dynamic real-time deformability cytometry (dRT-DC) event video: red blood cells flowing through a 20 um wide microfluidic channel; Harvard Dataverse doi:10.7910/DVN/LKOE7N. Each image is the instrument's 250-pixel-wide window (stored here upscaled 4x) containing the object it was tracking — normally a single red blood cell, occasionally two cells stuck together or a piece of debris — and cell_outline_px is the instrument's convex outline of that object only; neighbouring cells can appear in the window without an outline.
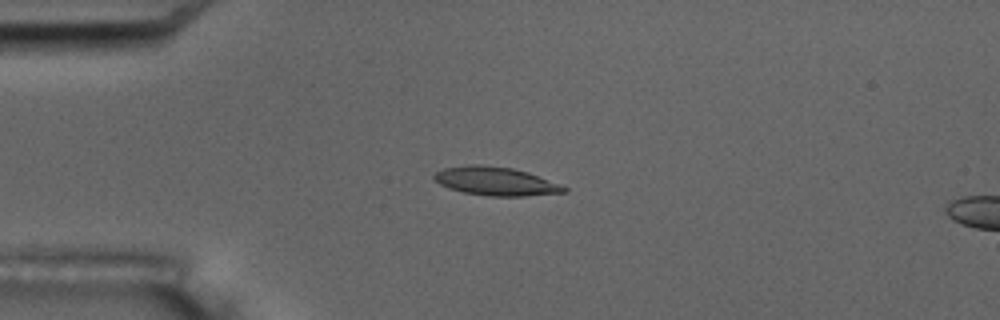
{"species": "common noctule bat (a hibernating species)", "species_latin": "Nyctalus noctula", "temperature_condition": "room temperature", "stored_images_in_passage": 5, "camera_frame_rate_fps": 3000, "um_per_image_px": 0.085, "animal": {"sex": "male", "body_mass_g": 17.5, "forearm_length_mm": 52.3}, "frame": {"image": 1, "passage_image": 4, "time_ms": 3.667, "image_size_px": [1000, 320], "cell_outline_px": [[568, 192], [524, 196], [488, 196], [464, 192], [448, 188], [440, 184], [432, 176], [436, 172], [444, 168], [472, 164], [480, 164], [512, 168], [528, 172], [560, 184], [568, 188]], "centroid_in_image_um": [42.15, 15.4], "position_along_channel_um": 42.8, "area_um2": 21.56}}